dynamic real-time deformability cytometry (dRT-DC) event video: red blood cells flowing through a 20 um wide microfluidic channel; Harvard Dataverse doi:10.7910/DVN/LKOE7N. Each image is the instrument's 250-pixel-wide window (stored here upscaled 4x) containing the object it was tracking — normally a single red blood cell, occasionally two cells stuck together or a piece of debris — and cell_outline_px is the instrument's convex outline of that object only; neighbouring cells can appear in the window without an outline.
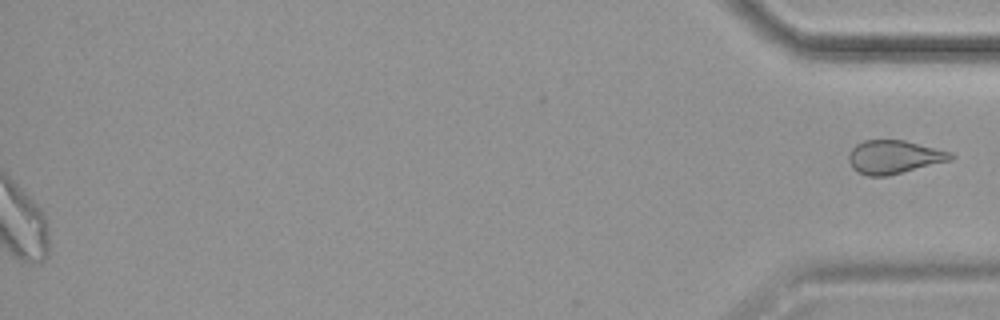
{"species": "common noctule bat (a hibernating species)", "species_latin": "Nyctalus noctula", "temperature_condition": "cold", "stored_images_in_passage": 55, "segment_of_instrument_passage": [2, 2], "camera_frame_rate_fps": 3000, "um_per_image_px": 0.085, "animal": {"sex": "female", "body_mass_g": 19.9}, "frame": {"image": 1, "passage_image": 55, "time_ms": 18.0, "image_size_px": [1000, 320], "cell_outline_px": [[952, 160], [888, 176], [868, 176], [852, 168], [848, 160], [848, 152], [856, 144], [864, 140], [904, 140], [952, 152]], "centroid_in_image_um": [75.97, 13.34], "position_along_channel_um": 359.2, "area_um2": 19.88}}